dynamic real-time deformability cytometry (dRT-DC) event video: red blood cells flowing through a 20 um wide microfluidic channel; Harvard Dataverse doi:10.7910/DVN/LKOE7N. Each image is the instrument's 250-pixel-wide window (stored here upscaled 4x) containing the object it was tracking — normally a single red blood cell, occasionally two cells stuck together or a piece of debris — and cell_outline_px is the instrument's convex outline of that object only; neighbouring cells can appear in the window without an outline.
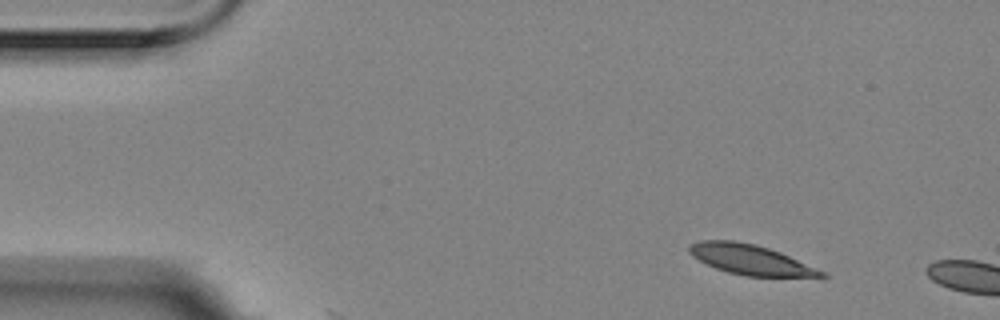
{"species": "Egyptian fruit bat (a non-hibernating species)", "species_latin": "Rousettus aegyptiacus", "temperature_condition": "room temperature", "stored_images_in_passage": 2, "camera_frame_rate_fps": 3000, "um_per_image_px": 0.085, "animal": {"sex": "female"}, "frame": {"image": 1, "passage_image": 1, "time_ms": 0.0, "image_size_px": [1000, 320], "cell_outline_px": [[828, 276], [824, 280], [744, 276], [728, 272], [716, 268], [692, 256], [688, 252], [688, 248], [692, 244], [700, 240], [736, 240], [756, 244], [780, 252], [816, 268], [824, 272]], "centroid_in_image_um": [63.94, 22.13], "position_along_channel_um": 21.1, "area_um2": 23.93}}